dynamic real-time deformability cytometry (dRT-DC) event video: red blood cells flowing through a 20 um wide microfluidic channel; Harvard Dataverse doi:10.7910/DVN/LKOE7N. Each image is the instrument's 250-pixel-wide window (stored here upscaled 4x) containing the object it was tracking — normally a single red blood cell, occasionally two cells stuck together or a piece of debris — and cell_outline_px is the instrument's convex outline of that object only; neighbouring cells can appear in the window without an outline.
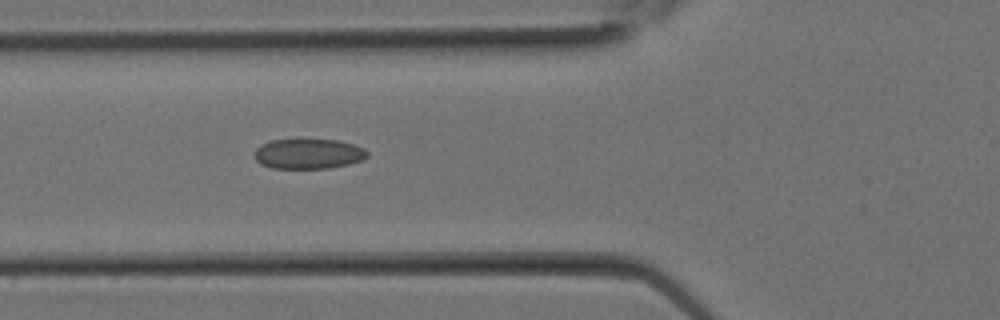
{"species": "Egyptian fruit bat (a non-hibernating species)", "species_latin": "Rousettus aegyptiacus", "temperature_condition": "room temperature", "stored_images_in_passage": 2, "camera_frame_rate_fps": 3000, "um_per_image_px": 0.085, "animal": {"sex": "female"}, "frame": {"image": 1, "passage_image": 2, "time_ms": 0.333, "image_size_px": [1000, 320], "cell_outline_px": [[368, 156], [360, 160], [348, 164], [328, 168], [272, 168], [260, 164], [256, 160], [256, 148], [260, 144], [272, 140], [296, 136], [300, 136], [336, 140], [352, 144], [364, 148], [368, 152]], "centroid_in_image_um": [26.17, 13.01], "position_along_channel_um": 99.6, "area_um2": 20.52}}